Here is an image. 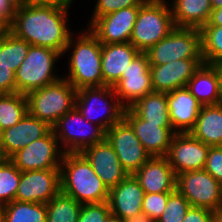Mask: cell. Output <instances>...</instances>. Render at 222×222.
<instances>
[{"label":"cell","mask_w":222,"mask_h":222,"mask_svg":"<svg viewBox=\"0 0 222 222\" xmlns=\"http://www.w3.org/2000/svg\"><path fill=\"white\" fill-rule=\"evenodd\" d=\"M68 10L53 5L20 1L7 29L32 46L50 48L64 54L73 32L68 28Z\"/></svg>","instance_id":"6da1fadb"},{"label":"cell","mask_w":222,"mask_h":222,"mask_svg":"<svg viewBox=\"0 0 222 222\" xmlns=\"http://www.w3.org/2000/svg\"><path fill=\"white\" fill-rule=\"evenodd\" d=\"M61 192L81 204L108 201L109 189L82 153H65L60 166Z\"/></svg>","instance_id":"7a4b0ae2"},{"label":"cell","mask_w":222,"mask_h":222,"mask_svg":"<svg viewBox=\"0 0 222 222\" xmlns=\"http://www.w3.org/2000/svg\"><path fill=\"white\" fill-rule=\"evenodd\" d=\"M79 37L71 35L64 50L71 51L68 63L69 73L64 79L73 85L76 90L86 87L103 86L101 72V43L90 30H83ZM72 46V47H71Z\"/></svg>","instance_id":"3957f363"},{"label":"cell","mask_w":222,"mask_h":222,"mask_svg":"<svg viewBox=\"0 0 222 222\" xmlns=\"http://www.w3.org/2000/svg\"><path fill=\"white\" fill-rule=\"evenodd\" d=\"M175 27L170 5L165 0H147L139 8L130 42L145 53Z\"/></svg>","instance_id":"277c9868"},{"label":"cell","mask_w":222,"mask_h":222,"mask_svg":"<svg viewBox=\"0 0 222 222\" xmlns=\"http://www.w3.org/2000/svg\"><path fill=\"white\" fill-rule=\"evenodd\" d=\"M77 90L66 79L29 92L28 112L53 127L68 111L75 107Z\"/></svg>","instance_id":"5b68a950"},{"label":"cell","mask_w":222,"mask_h":222,"mask_svg":"<svg viewBox=\"0 0 222 222\" xmlns=\"http://www.w3.org/2000/svg\"><path fill=\"white\" fill-rule=\"evenodd\" d=\"M75 107L86 121L102 127L105 131L124 118L126 109L113 87L108 85L77 90Z\"/></svg>","instance_id":"8992f818"},{"label":"cell","mask_w":222,"mask_h":222,"mask_svg":"<svg viewBox=\"0 0 222 222\" xmlns=\"http://www.w3.org/2000/svg\"><path fill=\"white\" fill-rule=\"evenodd\" d=\"M63 55L50 48L30 46L29 51L15 72L16 92H29L50 85L61 79L55 72V62Z\"/></svg>","instance_id":"52a82bcc"},{"label":"cell","mask_w":222,"mask_h":222,"mask_svg":"<svg viewBox=\"0 0 222 222\" xmlns=\"http://www.w3.org/2000/svg\"><path fill=\"white\" fill-rule=\"evenodd\" d=\"M145 54L150 66H159L180 59H203L201 30L175 27Z\"/></svg>","instance_id":"ba28073f"},{"label":"cell","mask_w":222,"mask_h":222,"mask_svg":"<svg viewBox=\"0 0 222 222\" xmlns=\"http://www.w3.org/2000/svg\"><path fill=\"white\" fill-rule=\"evenodd\" d=\"M52 130L59 144L63 145L64 153H81L85 148L103 142L106 137V131L86 121L76 107L62 116Z\"/></svg>","instance_id":"9c48e42d"},{"label":"cell","mask_w":222,"mask_h":222,"mask_svg":"<svg viewBox=\"0 0 222 222\" xmlns=\"http://www.w3.org/2000/svg\"><path fill=\"white\" fill-rule=\"evenodd\" d=\"M176 190L193 207H203L212 211L222 208V184L204 169L177 175Z\"/></svg>","instance_id":"30bf717a"},{"label":"cell","mask_w":222,"mask_h":222,"mask_svg":"<svg viewBox=\"0 0 222 222\" xmlns=\"http://www.w3.org/2000/svg\"><path fill=\"white\" fill-rule=\"evenodd\" d=\"M59 141L51 129L44 137L17 151L9 160L21 171L60 169L64 156Z\"/></svg>","instance_id":"8fae6325"},{"label":"cell","mask_w":222,"mask_h":222,"mask_svg":"<svg viewBox=\"0 0 222 222\" xmlns=\"http://www.w3.org/2000/svg\"><path fill=\"white\" fill-rule=\"evenodd\" d=\"M105 139L114 148L128 175H133L151 158L131 125L124 118L106 131Z\"/></svg>","instance_id":"7c38bea8"},{"label":"cell","mask_w":222,"mask_h":222,"mask_svg":"<svg viewBox=\"0 0 222 222\" xmlns=\"http://www.w3.org/2000/svg\"><path fill=\"white\" fill-rule=\"evenodd\" d=\"M113 89L126 109L153 92L150 64L145 53L140 52L131 61L126 71H123L121 79L114 84Z\"/></svg>","instance_id":"4fadbf2b"},{"label":"cell","mask_w":222,"mask_h":222,"mask_svg":"<svg viewBox=\"0 0 222 222\" xmlns=\"http://www.w3.org/2000/svg\"><path fill=\"white\" fill-rule=\"evenodd\" d=\"M209 148L190 133H176L165 157L177 176L186 171L203 170Z\"/></svg>","instance_id":"5bb4252c"},{"label":"cell","mask_w":222,"mask_h":222,"mask_svg":"<svg viewBox=\"0 0 222 222\" xmlns=\"http://www.w3.org/2000/svg\"><path fill=\"white\" fill-rule=\"evenodd\" d=\"M61 191L60 169L21 172L15 200L47 203Z\"/></svg>","instance_id":"9a60e30c"},{"label":"cell","mask_w":222,"mask_h":222,"mask_svg":"<svg viewBox=\"0 0 222 222\" xmlns=\"http://www.w3.org/2000/svg\"><path fill=\"white\" fill-rule=\"evenodd\" d=\"M140 6L122 8L96 18L89 30L101 44L130 42Z\"/></svg>","instance_id":"2e32d148"},{"label":"cell","mask_w":222,"mask_h":222,"mask_svg":"<svg viewBox=\"0 0 222 222\" xmlns=\"http://www.w3.org/2000/svg\"><path fill=\"white\" fill-rule=\"evenodd\" d=\"M124 119L131 125L145 150L154 156H166L176 132L171 124H153L140 118L131 108L125 109Z\"/></svg>","instance_id":"e0dca14e"},{"label":"cell","mask_w":222,"mask_h":222,"mask_svg":"<svg viewBox=\"0 0 222 222\" xmlns=\"http://www.w3.org/2000/svg\"><path fill=\"white\" fill-rule=\"evenodd\" d=\"M203 59H180L159 66H150L153 92H171L186 87Z\"/></svg>","instance_id":"ac0fdd59"},{"label":"cell","mask_w":222,"mask_h":222,"mask_svg":"<svg viewBox=\"0 0 222 222\" xmlns=\"http://www.w3.org/2000/svg\"><path fill=\"white\" fill-rule=\"evenodd\" d=\"M81 153L90 162L97 176L109 190L117 186L128 175L114 148L106 139L101 143L85 148Z\"/></svg>","instance_id":"d6986e66"},{"label":"cell","mask_w":222,"mask_h":222,"mask_svg":"<svg viewBox=\"0 0 222 222\" xmlns=\"http://www.w3.org/2000/svg\"><path fill=\"white\" fill-rule=\"evenodd\" d=\"M52 127L46 122L32 116L29 112L12 127L0 132L2 148L9 159L17 151L28 146L31 142L44 137Z\"/></svg>","instance_id":"ffe728a7"},{"label":"cell","mask_w":222,"mask_h":222,"mask_svg":"<svg viewBox=\"0 0 222 222\" xmlns=\"http://www.w3.org/2000/svg\"><path fill=\"white\" fill-rule=\"evenodd\" d=\"M133 175L144 193H164L176 190V174L165 156L151 157Z\"/></svg>","instance_id":"44dd1931"},{"label":"cell","mask_w":222,"mask_h":222,"mask_svg":"<svg viewBox=\"0 0 222 222\" xmlns=\"http://www.w3.org/2000/svg\"><path fill=\"white\" fill-rule=\"evenodd\" d=\"M169 118L176 133H189L196 124L202 105L186 87L167 92Z\"/></svg>","instance_id":"7402d4cb"},{"label":"cell","mask_w":222,"mask_h":222,"mask_svg":"<svg viewBox=\"0 0 222 222\" xmlns=\"http://www.w3.org/2000/svg\"><path fill=\"white\" fill-rule=\"evenodd\" d=\"M144 190L134 175H127L109 191L108 203L111 214L122 219L142 212Z\"/></svg>","instance_id":"603a6c76"},{"label":"cell","mask_w":222,"mask_h":222,"mask_svg":"<svg viewBox=\"0 0 222 222\" xmlns=\"http://www.w3.org/2000/svg\"><path fill=\"white\" fill-rule=\"evenodd\" d=\"M140 51L131 43L101 44L103 86H114Z\"/></svg>","instance_id":"cb8c5ba5"},{"label":"cell","mask_w":222,"mask_h":222,"mask_svg":"<svg viewBox=\"0 0 222 222\" xmlns=\"http://www.w3.org/2000/svg\"><path fill=\"white\" fill-rule=\"evenodd\" d=\"M202 106L222 103L221 74L219 66L202 64L186 85Z\"/></svg>","instance_id":"d4e9b609"},{"label":"cell","mask_w":222,"mask_h":222,"mask_svg":"<svg viewBox=\"0 0 222 222\" xmlns=\"http://www.w3.org/2000/svg\"><path fill=\"white\" fill-rule=\"evenodd\" d=\"M169 5L176 27L201 29L213 10L210 0H174Z\"/></svg>","instance_id":"484cf974"},{"label":"cell","mask_w":222,"mask_h":222,"mask_svg":"<svg viewBox=\"0 0 222 222\" xmlns=\"http://www.w3.org/2000/svg\"><path fill=\"white\" fill-rule=\"evenodd\" d=\"M189 133L210 147L222 146V103L202 106Z\"/></svg>","instance_id":"4316f807"},{"label":"cell","mask_w":222,"mask_h":222,"mask_svg":"<svg viewBox=\"0 0 222 222\" xmlns=\"http://www.w3.org/2000/svg\"><path fill=\"white\" fill-rule=\"evenodd\" d=\"M140 118L153 124H171L167 93L151 92L130 107Z\"/></svg>","instance_id":"83f0119b"},{"label":"cell","mask_w":222,"mask_h":222,"mask_svg":"<svg viewBox=\"0 0 222 222\" xmlns=\"http://www.w3.org/2000/svg\"><path fill=\"white\" fill-rule=\"evenodd\" d=\"M30 46L25 40L17 38L7 29L0 30V64L16 72Z\"/></svg>","instance_id":"f1b7e54d"},{"label":"cell","mask_w":222,"mask_h":222,"mask_svg":"<svg viewBox=\"0 0 222 222\" xmlns=\"http://www.w3.org/2000/svg\"><path fill=\"white\" fill-rule=\"evenodd\" d=\"M28 112V101L24 94H0V132L16 125Z\"/></svg>","instance_id":"f546056e"},{"label":"cell","mask_w":222,"mask_h":222,"mask_svg":"<svg viewBox=\"0 0 222 222\" xmlns=\"http://www.w3.org/2000/svg\"><path fill=\"white\" fill-rule=\"evenodd\" d=\"M46 203L14 200L4 205V222H46Z\"/></svg>","instance_id":"4dcf8cb0"},{"label":"cell","mask_w":222,"mask_h":222,"mask_svg":"<svg viewBox=\"0 0 222 222\" xmlns=\"http://www.w3.org/2000/svg\"><path fill=\"white\" fill-rule=\"evenodd\" d=\"M46 206V222H78L82 204L60 191Z\"/></svg>","instance_id":"1f68e13d"},{"label":"cell","mask_w":222,"mask_h":222,"mask_svg":"<svg viewBox=\"0 0 222 222\" xmlns=\"http://www.w3.org/2000/svg\"><path fill=\"white\" fill-rule=\"evenodd\" d=\"M202 56L204 63L210 65L222 64V26H203Z\"/></svg>","instance_id":"d6a6232c"},{"label":"cell","mask_w":222,"mask_h":222,"mask_svg":"<svg viewBox=\"0 0 222 222\" xmlns=\"http://www.w3.org/2000/svg\"><path fill=\"white\" fill-rule=\"evenodd\" d=\"M21 179V171L9 160L0 164V204L5 205L15 200Z\"/></svg>","instance_id":"836d02e7"},{"label":"cell","mask_w":222,"mask_h":222,"mask_svg":"<svg viewBox=\"0 0 222 222\" xmlns=\"http://www.w3.org/2000/svg\"><path fill=\"white\" fill-rule=\"evenodd\" d=\"M190 207L188 200L175 190L169 195L162 216L156 222H183Z\"/></svg>","instance_id":"e575fe53"},{"label":"cell","mask_w":222,"mask_h":222,"mask_svg":"<svg viewBox=\"0 0 222 222\" xmlns=\"http://www.w3.org/2000/svg\"><path fill=\"white\" fill-rule=\"evenodd\" d=\"M172 192L145 193L142 212L146 213L154 222L161 216L166 207L167 199Z\"/></svg>","instance_id":"d590c367"},{"label":"cell","mask_w":222,"mask_h":222,"mask_svg":"<svg viewBox=\"0 0 222 222\" xmlns=\"http://www.w3.org/2000/svg\"><path fill=\"white\" fill-rule=\"evenodd\" d=\"M95 10L93 11L89 25L99 17L118 11L122 8L141 6L147 0H96Z\"/></svg>","instance_id":"8d00e7d4"},{"label":"cell","mask_w":222,"mask_h":222,"mask_svg":"<svg viewBox=\"0 0 222 222\" xmlns=\"http://www.w3.org/2000/svg\"><path fill=\"white\" fill-rule=\"evenodd\" d=\"M110 214L108 201L97 204H82L78 222H105Z\"/></svg>","instance_id":"74e56055"},{"label":"cell","mask_w":222,"mask_h":222,"mask_svg":"<svg viewBox=\"0 0 222 222\" xmlns=\"http://www.w3.org/2000/svg\"><path fill=\"white\" fill-rule=\"evenodd\" d=\"M204 170L222 184V146L209 148Z\"/></svg>","instance_id":"f35d334b"},{"label":"cell","mask_w":222,"mask_h":222,"mask_svg":"<svg viewBox=\"0 0 222 222\" xmlns=\"http://www.w3.org/2000/svg\"><path fill=\"white\" fill-rule=\"evenodd\" d=\"M20 0H0V30L8 29Z\"/></svg>","instance_id":"ab89813d"},{"label":"cell","mask_w":222,"mask_h":222,"mask_svg":"<svg viewBox=\"0 0 222 222\" xmlns=\"http://www.w3.org/2000/svg\"><path fill=\"white\" fill-rule=\"evenodd\" d=\"M16 93L15 72L0 64V94Z\"/></svg>","instance_id":"60d3db41"},{"label":"cell","mask_w":222,"mask_h":222,"mask_svg":"<svg viewBox=\"0 0 222 222\" xmlns=\"http://www.w3.org/2000/svg\"><path fill=\"white\" fill-rule=\"evenodd\" d=\"M213 211L203 207L191 206L186 213L183 222H212Z\"/></svg>","instance_id":"b9f144b4"},{"label":"cell","mask_w":222,"mask_h":222,"mask_svg":"<svg viewBox=\"0 0 222 222\" xmlns=\"http://www.w3.org/2000/svg\"><path fill=\"white\" fill-rule=\"evenodd\" d=\"M20 1L35 5H53L69 10L70 9L69 7L74 0H20Z\"/></svg>","instance_id":"7bdbcfd3"},{"label":"cell","mask_w":222,"mask_h":222,"mask_svg":"<svg viewBox=\"0 0 222 222\" xmlns=\"http://www.w3.org/2000/svg\"><path fill=\"white\" fill-rule=\"evenodd\" d=\"M204 26H222V7L212 10L210 20Z\"/></svg>","instance_id":"ee69618b"},{"label":"cell","mask_w":222,"mask_h":222,"mask_svg":"<svg viewBox=\"0 0 222 222\" xmlns=\"http://www.w3.org/2000/svg\"><path fill=\"white\" fill-rule=\"evenodd\" d=\"M124 222H154L146 213L140 212L124 219Z\"/></svg>","instance_id":"f6af8a7d"},{"label":"cell","mask_w":222,"mask_h":222,"mask_svg":"<svg viewBox=\"0 0 222 222\" xmlns=\"http://www.w3.org/2000/svg\"><path fill=\"white\" fill-rule=\"evenodd\" d=\"M212 222H222V208L213 211V221Z\"/></svg>","instance_id":"bcb514c9"},{"label":"cell","mask_w":222,"mask_h":222,"mask_svg":"<svg viewBox=\"0 0 222 222\" xmlns=\"http://www.w3.org/2000/svg\"><path fill=\"white\" fill-rule=\"evenodd\" d=\"M105 222H124V219L110 214Z\"/></svg>","instance_id":"7dc6e473"},{"label":"cell","mask_w":222,"mask_h":222,"mask_svg":"<svg viewBox=\"0 0 222 222\" xmlns=\"http://www.w3.org/2000/svg\"><path fill=\"white\" fill-rule=\"evenodd\" d=\"M8 158L5 156L2 148L1 136H0V164L5 162Z\"/></svg>","instance_id":"c3c4849f"},{"label":"cell","mask_w":222,"mask_h":222,"mask_svg":"<svg viewBox=\"0 0 222 222\" xmlns=\"http://www.w3.org/2000/svg\"><path fill=\"white\" fill-rule=\"evenodd\" d=\"M210 2L213 9L222 7V0H210Z\"/></svg>","instance_id":"681fc988"},{"label":"cell","mask_w":222,"mask_h":222,"mask_svg":"<svg viewBox=\"0 0 222 222\" xmlns=\"http://www.w3.org/2000/svg\"><path fill=\"white\" fill-rule=\"evenodd\" d=\"M0 222H4V205L0 204Z\"/></svg>","instance_id":"f907efd6"},{"label":"cell","mask_w":222,"mask_h":222,"mask_svg":"<svg viewBox=\"0 0 222 222\" xmlns=\"http://www.w3.org/2000/svg\"><path fill=\"white\" fill-rule=\"evenodd\" d=\"M219 69H220V74H221V87H222V64L219 65Z\"/></svg>","instance_id":"816d5d0a"}]
</instances>
